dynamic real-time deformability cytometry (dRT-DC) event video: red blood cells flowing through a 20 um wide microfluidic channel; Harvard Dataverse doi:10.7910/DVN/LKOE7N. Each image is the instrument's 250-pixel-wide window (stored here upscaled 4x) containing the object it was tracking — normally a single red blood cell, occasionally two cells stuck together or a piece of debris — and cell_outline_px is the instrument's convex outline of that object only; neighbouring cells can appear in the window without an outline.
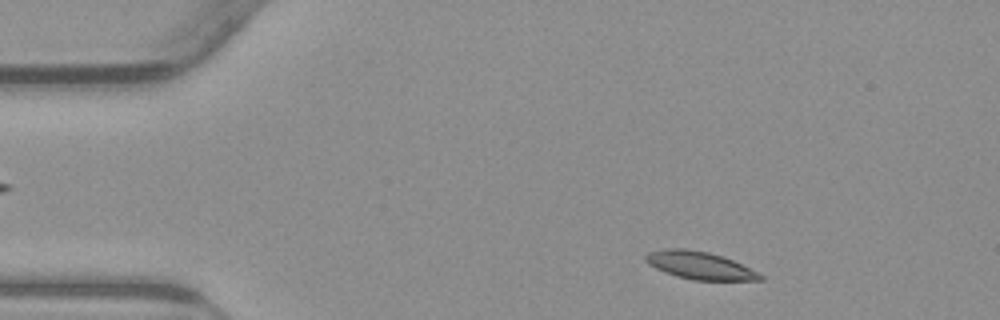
{"species": "common noctule bat (a hibernating species)", "species_latin": "Nyctalus noctula", "temperature_condition": "warm", "stored_images_in_passage": 51, "camera_frame_rate_fps": 3000, "um_per_image_px": 0.085, "animal": {"sex": "male", "body_mass_g": 23.1, "forearm_length_mm": 52.7}, "frame": {"image": 1, "passage_image": 5, "time_ms": 1.333, "image_size_px": [1000, 320], "cell_outline_px": [[764, 280], [692, 280], [676, 276], [664, 272], [648, 264], [644, 260], [644, 256], [648, 252], [664, 248], [684, 248], [708, 252], [732, 260], [764, 276]], "centroid_in_image_um": [59.4, 22.56], "position_along_channel_um": 25.6, "area_um2": 18.32}}
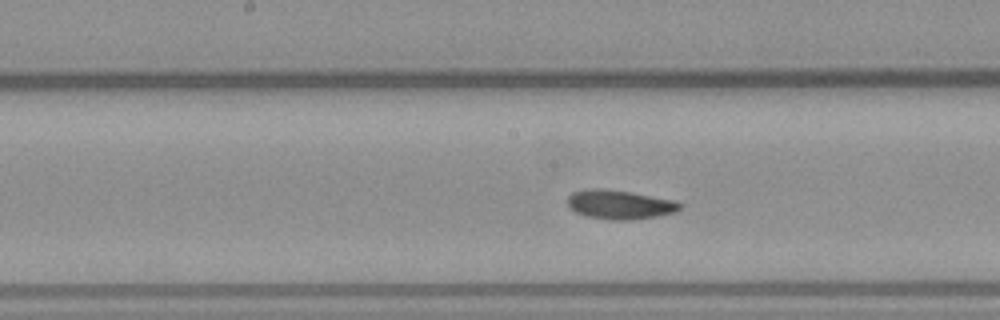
{"frame": {"image": 2, "passage_image": 24, "time_ms": 7.667, "image_size_px": [1000, 320], "cell_outline_px": [[684, 204], [676, 212], [656, 216], [632, 220], [608, 220], [588, 216], [576, 212], [568, 208], [568, 196], [572, 192], [588, 188], [600, 188], [628, 192], [672, 200]], "centroid_in_image_um": [52.64, 17.39], "position_along_channel_um": 195.6, "area_um2": 18.96}}
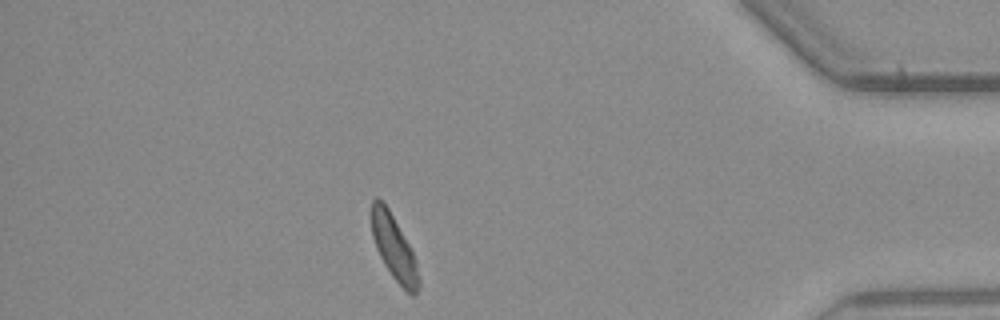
{"frame": {"image": 3, "passage_image": 44, "time_ms": 14.333, "image_size_px": [1000, 320], "cell_outline_px": [[420, 288], [416, 296], [412, 296], [392, 276], [384, 264], [376, 248], [372, 236], [372, 200], [376, 196], [388, 208], [408, 244], [412, 252], [416, 264], [420, 280]], "centroid_in_image_um": [33.49, 21.1], "position_along_channel_um": 401.7, "area_um2": 17.34}, "authors_computed_cell_mechanics": {"area_um2": 18.3804, "velocity_mm_per_s": 3.7894, "shape_relaxation_time_tau1_ms": 3.6467, "shape_relaxation_time_tau2_ms": 3.128, "deformation_change_tau1": 0.0865, "deformation_change_tau2": 0.0826}}